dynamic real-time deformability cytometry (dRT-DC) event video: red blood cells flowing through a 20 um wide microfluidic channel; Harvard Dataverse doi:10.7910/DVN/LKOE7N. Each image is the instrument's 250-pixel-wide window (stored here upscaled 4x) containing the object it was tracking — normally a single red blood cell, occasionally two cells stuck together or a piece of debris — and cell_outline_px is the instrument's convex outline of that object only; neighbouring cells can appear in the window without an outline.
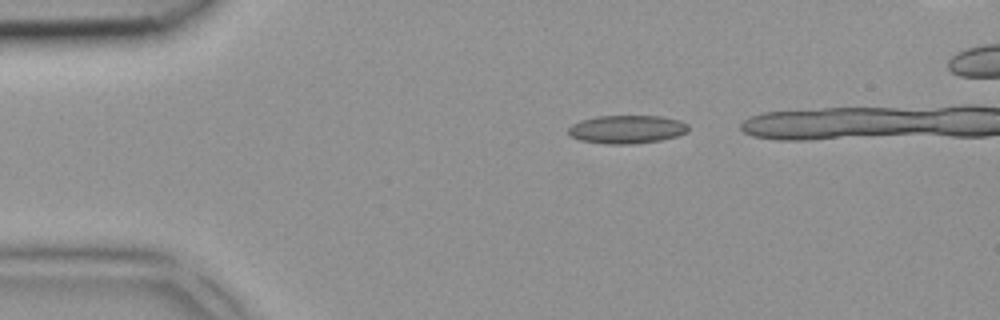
{"species": "common noctule bat (a hibernating species)", "species_latin": "Nyctalus noctula", "temperature_condition": "room temperature", "stored_images_in_passage": 3, "camera_frame_rate_fps": 3000, "um_per_image_px": 0.085, "animal": {"sex": "female", "body_mass_g": 18.4}, "frame": {"image": 1, "passage_image": 1, "time_ms": 0.0, "image_size_px": [1000, 320], "cell_outline_px": [[688, 132], [676, 136], [660, 140], [632, 144], [608, 144], [580, 140], [572, 136], [568, 132], [568, 128], [572, 124], [580, 120], [596, 116], [660, 116], [680, 120], [688, 124]], "centroid_in_image_um": [53.29, 10.98], "position_along_channel_um": 31.7, "area_um2": 19.77}}